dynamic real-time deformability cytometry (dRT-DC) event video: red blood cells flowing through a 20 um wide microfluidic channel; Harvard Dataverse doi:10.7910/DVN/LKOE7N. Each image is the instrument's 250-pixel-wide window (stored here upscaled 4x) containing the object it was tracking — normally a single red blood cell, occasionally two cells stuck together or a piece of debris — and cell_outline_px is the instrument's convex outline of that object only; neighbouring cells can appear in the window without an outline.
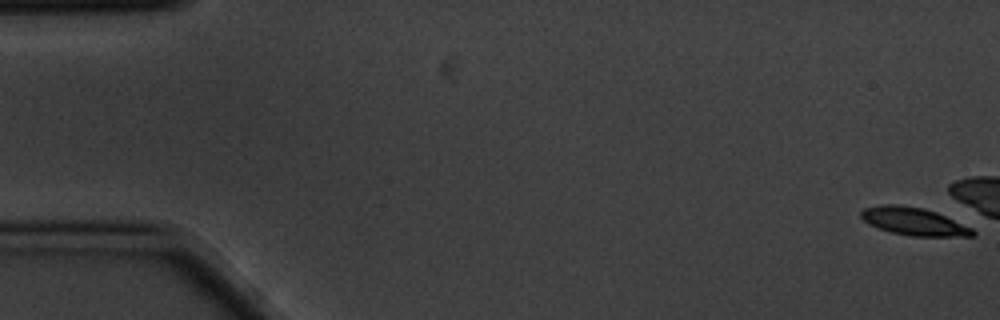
{"species": "common noctule bat (a hibernating species)", "species_latin": "Nyctalus noctula", "temperature_condition": "cold", "stored_images_in_passage": 7, "camera_frame_rate_fps": 3000, "um_per_image_px": 0.085, "animal": {"sex": "male", "body_mass_g": 20.1, "forearm_length_mm": 53.5}, "frame": {"image": 1, "passage_image": 1, "time_ms": 0.0, "image_size_px": [1000, 320], "cell_outline_px": [[976, 236], [912, 236], [892, 232], [868, 224], [860, 216], [860, 212], [864, 208], [880, 204], [900, 204], [924, 208], [936, 212], [972, 228], [976, 232]], "centroid_in_image_um": [77.66, 18.81], "position_along_channel_um": 7.3, "area_um2": 18.03}}